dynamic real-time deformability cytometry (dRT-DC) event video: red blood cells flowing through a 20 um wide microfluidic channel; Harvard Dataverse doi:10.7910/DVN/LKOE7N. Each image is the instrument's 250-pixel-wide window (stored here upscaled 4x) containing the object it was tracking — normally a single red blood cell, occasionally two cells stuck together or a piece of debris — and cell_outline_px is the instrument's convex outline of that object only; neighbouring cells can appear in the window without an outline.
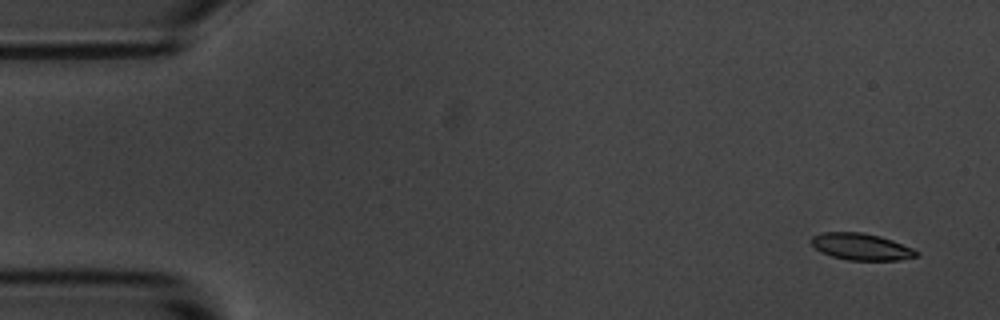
{"species": "common noctule bat (a hibernating species)", "species_latin": "Nyctalus noctula", "temperature_condition": "room temperature", "stored_images_in_passage": 7, "camera_frame_rate_fps": 3000, "um_per_image_px": 0.085, "animal": {"sex": "male", "body_mass_g": 20.1, "forearm_length_mm": 53.5}, "frame": {"image": 1, "passage_image": 1, "time_ms": 0.0, "image_size_px": [1000, 320], "cell_outline_px": [[920, 252], [916, 256], [900, 260], [848, 260], [832, 256], [820, 252], [808, 240], [812, 236], [824, 232], [864, 232], [880, 236], [892, 240], [912, 248]], "centroid_in_image_um": [73.18, 20.96], "position_along_channel_um": 11.8, "area_um2": 16.42}}
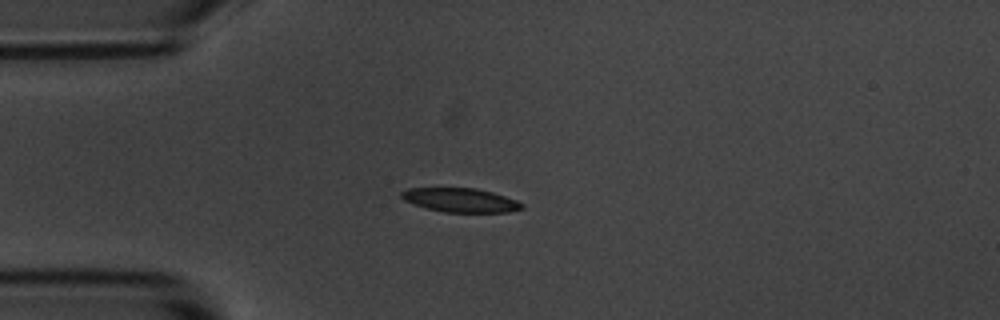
{"frame": {"image": 2, "passage_image": 4, "time_ms": 3.667, "image_size_px": [1000, 320], "cell_outline_px": [[524, 208], [508, 212], [444, 212], [428, 208], [404, 200], [400, 196], [400, 192], [408, 188], [476, 188], [492, 192], [516, 200], [524, 204]], "centroid_in_image_um": [39.16, 17.0], "position_along_channel_um": 45.8, "area_um2": 16.7}}
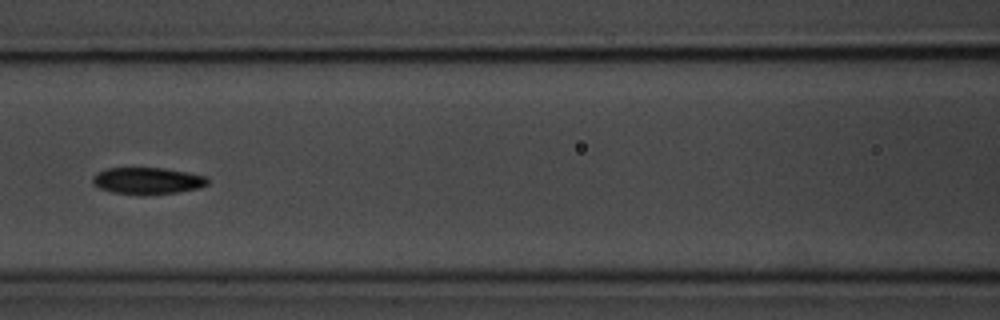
{"frame": {"image": 3, "passage_image": 7, "time_ms": 7.0, "image_size_px": [1000, 320], "cell_outline_px": [[208, 184], [200, 188], [176, 192], [112, 192], [100, 188], [92, 184], [92, 176], [96, 172], [104, 168], [164, 168], [188, 172], [204, 176], [208, 180]], "centroid_in_image_um": [12.5, 15.31], "position_along_channel_um": 154.1, "area_um2": 17.28}}